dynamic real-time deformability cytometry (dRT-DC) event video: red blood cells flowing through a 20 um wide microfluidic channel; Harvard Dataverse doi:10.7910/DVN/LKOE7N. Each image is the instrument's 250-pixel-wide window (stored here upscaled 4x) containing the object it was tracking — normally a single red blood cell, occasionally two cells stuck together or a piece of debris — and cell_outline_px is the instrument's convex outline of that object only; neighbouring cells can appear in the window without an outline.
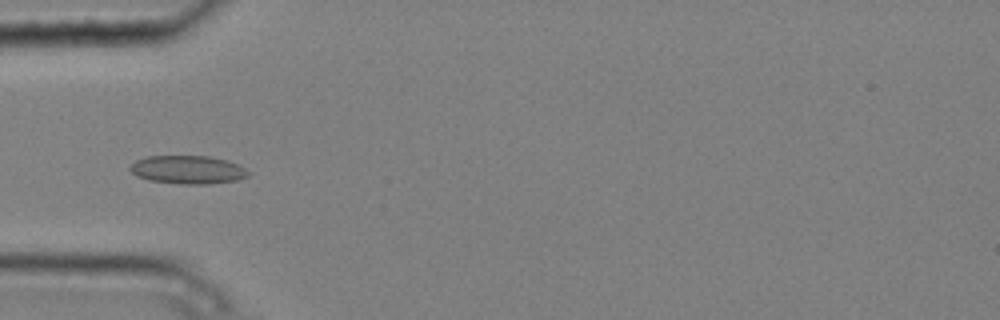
{"species": "common noctule bat (a hibernating species)", "species_latin": "Nyctalus noctula", "temperature_condition": "cold", "stored_images_in_passage": 5, "camera_frame_rate_fps": 3000, "um_per_image_px": 0.085, "animal": {"sex": "male", "body_mass_g": 20.4}, "frame": {"image": 1, "passage_image": 4, "time_ms": 1.0, "image_size_px": [1000, 320], "cell_outline_px": [[252, 172], [248, 176], [236, 180], [208, 184], [180, 184], [148, 180], [136, 176], [128, 168], [136, 160], [148, 156], [208, 156], [228, 160], [240, 164]], "centroid_in_image_um": [16.0, 14.42], "position_along_channel_um": 69.0, "area_um2": 19.71}}
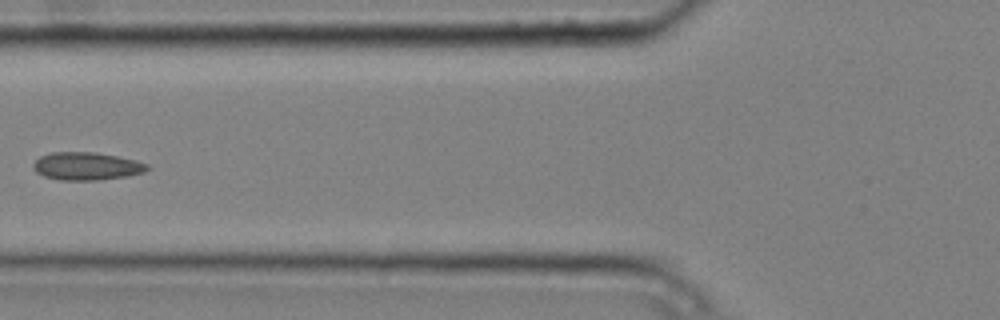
{"frame": {"image": 2, "passage_image": 5, "time_ms": 1.333, "image_size_px": [1000, 320], "cell_outline_px": [[152, 168], [144, 172], [128, 176], [96, 180], [60, 180], [44, 176], [36, 172], [32, 168], [32, 164], [40, 156], [52, 152], [96, 152], [136, 160], [148, 164]], "centroid_in_image_um": [7.37, 14.12], "position_along_channel_um": 118.4, "area_um2": 18.61}}